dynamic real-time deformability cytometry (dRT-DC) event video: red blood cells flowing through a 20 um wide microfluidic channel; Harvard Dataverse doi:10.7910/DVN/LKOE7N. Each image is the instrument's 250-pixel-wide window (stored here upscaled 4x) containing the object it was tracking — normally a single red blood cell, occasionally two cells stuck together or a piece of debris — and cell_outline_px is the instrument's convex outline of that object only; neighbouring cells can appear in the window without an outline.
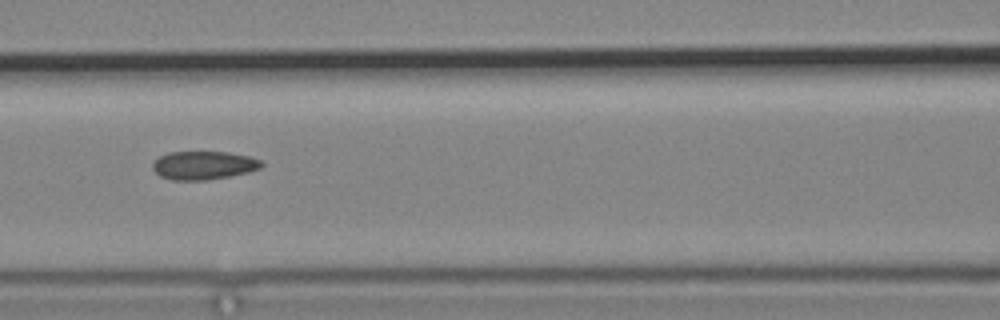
{"species": "common noctule bat (a hibernating species)", "species_latin": "Nyctalus noctula", "temperature_condition": "cold", "stored_images_in_passage": 12, "camera_frame_rate_fps": 3000, "um_per_image_px": 0.085, "animal": {"sex": "male", "body_mass_g": 19.2, "forearm_length_mm": 51.8}, "frame": {"image": 1, "passage_image": 4, "time_ms": 4.333, "image_size_px": [1000, 320], "cell_outline_px": [[264, 164], [260, 168], [248, 172], [228, 176], [204, 180], [172, 180], [160, 176], [152, 168], [152, 164], [160, 156], [168, 152], [228, 152], [248, 156], [260, 160]], "centroid_in_image_um": [17.29, 14.05], "position_along_channel_um": 149.3, "area_um2": 17.86}}
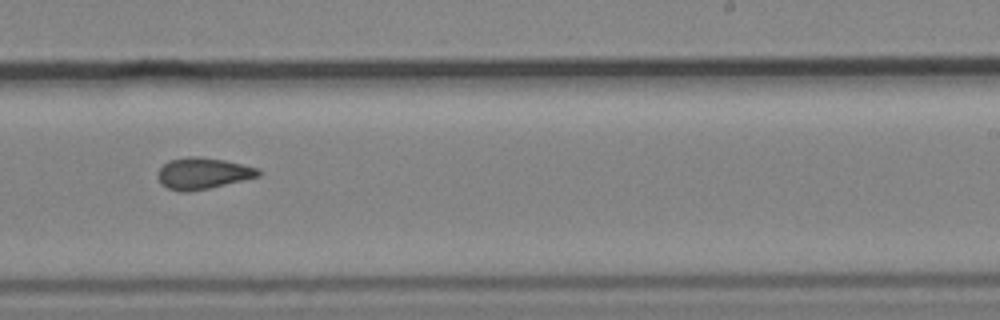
{"frame": {"image": 2, "passage_image": 7, "time_ms": 7.667, "image_size_px": [1000, 320], "cell_outline_px": [[260, 176], [208, 188], [188, 192], [180, 192], [168, 188], [160, 184], [156, 176], [156, 172], [168, 160], [188, 156], [200, 156], [224, 160], [260, 168]], "centroid_in_image_um": [17.2, 14.73], "position_along_channel_um": 271.8, "area_um2": 18.55}}
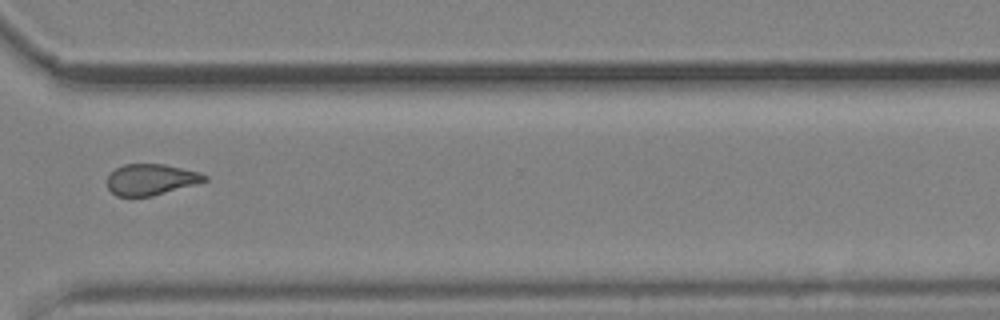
{"frame": {"image": 3, "passage_image": 9, "time_ms": 10.0, "image_size_px": [1000, 320], "cell_outline_px": [[208, 180], [152, 196], [116, 196], [108, 188], [108, 176], [116, 168], [124, 164], [164, 164], [200, 172], [208, 176]], "centroid_in_image_um": [12.83, 15.25], "position_along_channel_um": 357.8, "area_um2": 17.46}, "authors_computed_cell_mechanics": {"area_um2": 18.9584, "velocity_mm_per_s": 3.6725, "shape_relaxation_time_tau1_ms": 3.6196, "shape_relaxation_time_tau2_ms": 6.9758, "deformation_change_tau1": 0.122, "deformation_change_tau2": 0.1147}}